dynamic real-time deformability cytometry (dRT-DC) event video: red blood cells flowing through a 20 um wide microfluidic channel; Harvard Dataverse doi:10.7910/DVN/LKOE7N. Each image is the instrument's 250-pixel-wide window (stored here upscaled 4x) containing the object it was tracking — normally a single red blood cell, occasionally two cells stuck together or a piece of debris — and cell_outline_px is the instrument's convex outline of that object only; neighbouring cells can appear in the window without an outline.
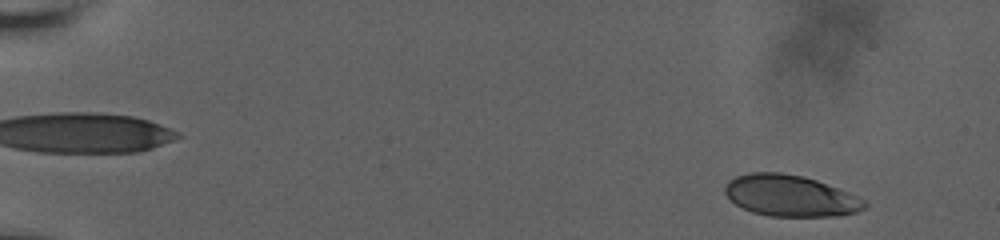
{"species": "human", "species_latin": "Homo sapiens", "temperature_condition": "room temperature", "stored_images_in_passage": 59, "camera_frame_rate_fps": 3000, "um_per_image_px": 0.085, "donor": {"sex": "male"}, "frame": {"image": 1, "passage_image": 5, "time_ms": 1.333, "image_size_px": [1000, 240], "cell_outline_px": [[868, 204], [864, 208], [856, 212], [836, 216], [772, 216], [752, 212], [736, 204], [724, 192], [724, 188], [728, 180], [736, 176], [752, 172], [780, 172], [804, 176], [816, 180], [848, 192], [864, 200]], "centroid_in_image_um": [67.17, 16.63], "position_along_channel_um": 17.8, "area_um2": 33.41}}
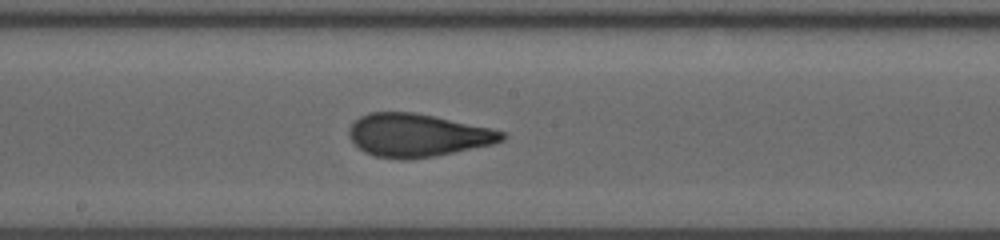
{"frame": {"image": 2, "passage_image": 34, "time_ms": 11.0, "image_size_px": [1000, 240], "cell_outline_px": [[508, 136], [504, 140], [492, 144], [436, 156], [408, 160], [404, 160], [376, 156], [364, 152], [348, 136], [348, 128], [360, 116], [368, 112], [412, 112], [436, 116], [492, 128], [504, 132]], "centroid_in_image_um": [35.5, 11.49], "position_along_channel_um": 212.7, "area_um2": 38.49}}
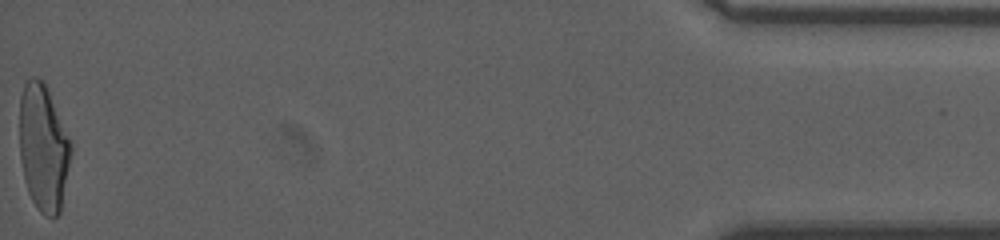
{"frame": {"image": 3, "passage_image": 59, "time_ms": 19.333, "image_size_px": [1000, 240], "cell_outline_px": [[72, 152], [60, 212], [52, 220], [44, 216], [36, 208], [28, 192], [24, 180], [20, 160], [20, 96], [24, 84], [32, 76], [36, 76], [44, 80], [72, 144]], "centroid_in_image_um": [3.68, 12.58], "position_along_channel_um": 431.5, "area_um2": 38.38}, "authors_computed_cell_mechanics": {"area_um2": 37.4544, "velocity_mm_per_s": 3.6646, "shape_relaxation_time_tau1_ms": 7.387, "shape_relaxation_time_tau2_ms": 0.8739, "deformation_change_tau1": 0.2491, "deformation_change_tau2": 0.0696}}